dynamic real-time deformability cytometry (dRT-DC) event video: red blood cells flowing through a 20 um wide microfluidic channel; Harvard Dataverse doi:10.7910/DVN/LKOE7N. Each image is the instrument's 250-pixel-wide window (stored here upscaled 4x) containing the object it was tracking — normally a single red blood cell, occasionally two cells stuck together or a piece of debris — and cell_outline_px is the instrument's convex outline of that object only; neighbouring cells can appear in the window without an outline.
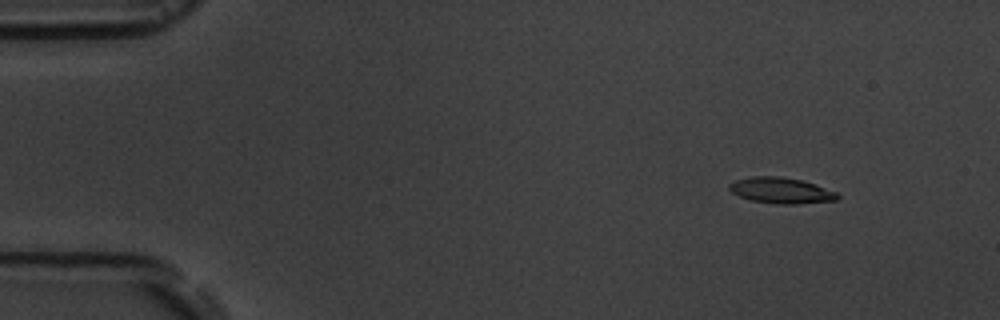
{"species": "common noctule bat (a hibernating species)", "species_latin": "Nyctalus noctula", "temperature_condition": "room temperature", "stored_images_in_passage": 16, "camera_frame_rate_fps": 3000, "um_per_image_px": 0.085, "animal": {"sex": "male", "body_mass_g": 19.5, "forearm_length_mm": 54.6}, "frame": {"image": 1, "passage_image": 2, "time_ms": 1.333, "image_size_px": [1000, 320], "cell_outline_px": [[840, 196], [836, 200], [796, 204], [776, 204], [752, 200], [740, 196], [732, 192], [728, 188], [728, 184], [736, 180], [752, 176], [780, 176], [800, 180], [836, 192]], "centroid_in_image_um": [66.35, 16.19], "position_along_channel_um": 18.6, "area_um2": 16.07}}
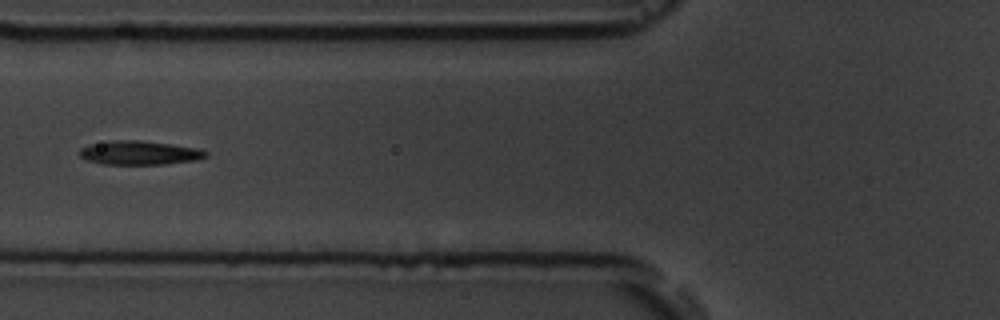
{"frame": {"image": 2, "passage_image": 6, "time_ms": 6.667, "image_size_px": [1000, 320], "cell_outline_px": [[208, 156], [196, 160], [164, 164], [100, 164], [88, 160], [80, 156], [80, 148], [88, 144], [108, 140], [140, 140], [196, 148], [208, 152]], "centroid_in_image_um": [11.81, 12.98], "position_along_channel_um": 114.0, "area_um2": 17.57}}
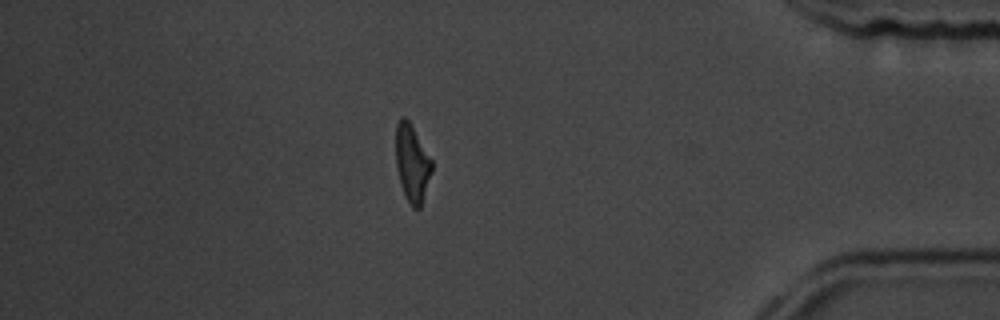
{"frame": {"image": 3, "passage_image": 14, "time_ms": 15.667, "image_size_px": [1000, 320], "cell_outline_px": [[432, 172], [420, 208], [412, 208], [404, 196], [400, 184], [396, 168], [396, 124], [400, 116], [404, 116], [408, 120], [432, 160]], "centroid_in_image_um": [35.01, 13.89], "position_along_channel_um": 400.2, "area_um2": 16.24}, "authors_computed_cell_mechanics": {"area_um2": 16.5886, "velocity_mm_per_s": 3.6048, "shape_relaxation_time_tau1_ms": 2.829, "shape_relaxation_time_tau2_ms": 4.5481, "deformation_change_tau1": 0.1071, "deformation_change_tau2": 0.0995}}